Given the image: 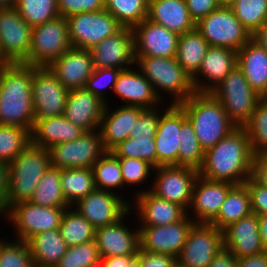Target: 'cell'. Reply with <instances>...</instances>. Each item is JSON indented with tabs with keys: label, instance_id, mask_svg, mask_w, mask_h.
I'll use <instances>...</instances> for the list:
<instances>
[{
	"label": "cell",
	"instance_id": "cell-1",
	"mask_svg": "<svg viewBox=\"0 0 267 267\" xmlns=\"http://www.w3.org/2000/svg\"><path fill=\"white\" fill-rule=\"evenodd\" d=\"M254 154L243 127H236L204 154L198 174L212 181L243 184L253 174Z\"/></svg>",
	"mask_w": 267,
	"mask_h": 267
},
{
	"label": "cell",
	"instance_id": "cell-2",
	"mask_svg": "<svg viewBox=\"0 0 267 267\" xmlns=\"http://www.w3.org/2000/svg\"><path fill=\"white\" fill-rule=\"evenodd\" d=\"M32 66L0 63V125L17 126L32 131Z\"/></svg>",
	"mask_w": 267,
	"mask_h": 267
},
{
	"label": "cell",
	"instance_id": "cell-3",
	"mask_svg": "<svg viewBox=\"0 0 267 267\" xmlns=\"http://www.w3.org/2000/svg\"><path fill=\"white\" fill-rule=\"evenodd\" d=\"M192 123L199 144L206 152L237 126L211 93L195 92L178 104Z\"/></svg>",
	"mask_w": 267,
	"mask_h": 267
},
{
	"label": "cell",
	"instance_id": "cell-4",
	"mask_svg": "<svg viewBox=\"0 0 267 267\" xmlns=\"http://www.w3.org/2000/svg\"><path fill=\"white\" fill-rule=\"evenodd\" d=\"M49 150L30 143L9 163V189L5 197L9 208L30 201L43 174L50 167Z\"/></svg>",
	"mask_w": 267,
	"mask_h": 267
},
{
	"label": "cell",
	"instance_id": "cell-5",
	"mask_svg": "<svg viewBox=\"0 0 267 267\" xmlns=\"http://www.w3.org/2000/svg\"><path fill=\"white\" fill-rule=\"evenodd\" d=\"M135 59V67L150 81L160 100L161 91L172 95L173 101L169 104H180L196 92L191 77L176 57L135 56Z\"/></svg>",
	"mask_w": 267,
	"mask_h": 267
},
{
	"label": "cell",
	"instance_id": "cell-6",
	"mask_svg": "<svg viewBox=\"0 0 267 267\" xmlns=\"http://www.w3.org/2000/svg\"><path fill=\"white\" fill-rule=\"evenodd\" d=\"M210 93L220 101L237 127H243L259 102V94L251 88L237 65Z\"/></svg>",
	"mask_w": 267,
	"mask_h": 267
},
{
	"label": "cell",
	"instance_id": "cell-7",
	"mask_svg": "<svg viewBox=\"0 0 267 267\" xmlns=\"http://www.w3.org/2000/svg\"><path fill=\"white\" fill-rule=\"evenodd\" d=\"M31 37L27 58L22 62L29 66L47 67L72 47L68 21L62 16L32 27Z\"/></svg>",
	"mask_w": 267,
	"mask_h": 267
},
{
	"label": "cell",
	"instance_id": "cell-8",
	"mask_svg": "<svg viewBox=\"0 0 267 267\" xmlns=\"http://www.w3.org/2000/svg\"><path fill=\"white\" fill-rule=\"evenodd\" d=\"M196 29L210 46L241 49L252 35L240 23L229 6H219L196 23Z\"/></svg>",
	"mask_w": 267,
	"mask_h": 267
},
{
	"label": "cell",
	"instance_id": "cell-9",
	"mask_svg": "<svg viewBox=\"0 0 267 267\" xmlns=\"http://www.w3.org/2000/svg\"><path fill=\"white\" fill-rule=\"evenodd\" d=\"M68 207L38 206L30 201L17 203L8 208L10 220L16 238L28 241L32 236L54 229H59L62 216Z\"/></svg>",
	"mask_w": 267,
	"mask_h": 267
},
{
	"label": "cell",
	"instance_id": "cell-10",
	"mask_svg": "<svg viewBox=\"0 0 267 267\" xmlns=\"http://www.w3.org/2000/svg\"><path fill=\"white\" fill-rule=\"evenodd\" d=\"M66 19L70 44L74 48L91 50L122 28L116 18L105 9L71 15Z\"/></svg>",
	"mask_w": 267,
	"mask_h": 267
},
{
	"label": "cell",
	"instance_id": "cell-11",
	"mask_svg": "<svg viewBox=\"0 0 267 267\" xmlns=\"http://www.w3.org/2000/svg\"><path fill=\"white\" fill-rule=\"evenodd\" d=\"M48 150L51 166L59 169L92 168L106 152L99 129L85 132L76 140L55 144Z\"/></svg>",
	"mask_w": 267,
	"mask_h": 267
},
{
	"label": "cell",
	"instance_id": "cell-12",
	"mask_svg": "<svg viewBox=\"0 0 267 267\" xmlns=\"http://www.w3.org/2000/svg\"><path fill=\"white\" fill-rule=\"evenodd\" d=\"M31 89L35 121L63 115L69 90L48 66H32Z\"/></svg>",
	"mask_w": 267,
	"mask_h": 267
},
{
	"label": "cell",
	"instance_id": "cell-13",
	"mask_svg": "<svg viewBox=\"0 0 267 267\" xmlns=\"http://www.w3.org/2000/svg\"><path fill=\"white\" fill-rule=\"evenodd\" d=\"M152 188L156 196L181 206L187 213L192 199V190L198 171L190 167L159 166L154 168Z\"/></svg>",
	"mask_w": 267,
	"mask_h": 267
},
{
	"label": "cell",
	"instance_id": "cell-14",
	"mask_svg": "<svg viewBox=\"0 0 267 267\" xmlns=\"http://www.w3.org/2000/svg\"><path fill=\"white\" fill-rule=\"evenodd\" d=\"M32 27L16 8L0 9V63H22L31 46Z\"/></svg>",
	"mask_w": 267,
	"mask_h": 267
},
{
	"label": "cell",
	"instance_id": "cell-15",
	"mask_svg": "<svg viewBox=\"0 0 267 267\" xmlns=\"http://www.w3.org/2000/svg\"><path fill=\"white\" fill-rule=\"evenodd\" d=\"M190 214L179 222L162 226H139L140 249L151 253L180 255L187 236L196 224Z\"/></svg>",
	"mask_w": 267,
	"mask_h": 267
},
{
	"label": "cell",
	"instance_id": "cell-16",
	"mask_svg": "<svg viewBox=\"0 0 267 267\" xmlns=\"http://www.w3.org/2000/svg\"><path fill=\"white\" fill-rule=\"evenodd\" d=\"M130 200H124L122 196L114 192L94 189L90 194L80 199L72 207H75L92 226L99 227L111 225L123 218L130 210H135L130 205Z\"/></svg>",
	"mask_w": 267,
	"mask_h": 267
},
{
	"label": "cell",
	"instance_id": "cell-17",
	"mask_svg": "<svg viewBox=\"0 0 267 267\" xmlns=\"http://www.w3.org/2000/svg\"><path fill=\"white\" fill-rule=\"evenodd\" d=\"M222 249L223 231L211 224H195L177 259L187 267H208Z\"/></svg>",
	"mask_w": 267,
	"mask_h": 267
},
{
	"label": "cell",
	"instance_id": "cell-18",
	"mask_svg": "<svg viewBox=\"0 0 267 267\" xmlns=\"http://www.w3.org/2000/svg\"><path fill=\"white\" fill-rule=\"evenodd\" d=\"M132 30L135 56L176 57L178 34L147 18L134 26Z\"/></svg>",
	"mask_w": 267,
	"mask_h": 267
},
{
	"label": "cell",
	"instance_id": "cell-19",
	"mask_svg": "<svg viewBox=\"0 0 267 267\" xmlns=\"http://www.w3.org/2000/svg\"><path fill=\"white\" fill-rule=\"evenodd\" d=\"M94 68L126 70L135 65L132 28L122 27L117 33L102 40L91 50Z\"/></svg>",
	"mask_w": 267,
	"mask_h": 267
},
{
	"label": "cell",
	"instance_id": "cell-20",
	"mask_svg": "<svg viewBox=\"0 0 267 267\" xmlns=\"http://www.w3.org/2000/svg\"><path fill=\"white\" fill-rule=\"evenodd\" d=\"M234 184L212 181L198 175L192 190L190 211L196 224H211L217 217L221 205ZM195 216V217H194Z\"/></svg>",
	"mask_w": 267,
	"mask_h": 267
},
{
	"label": "cell",
	"instance_id": "cell-21",
	"mask_svg": "<svg viewBox=\"0 0 267 267\" xmlns=\"http://www.w3.org/2000/svg\"><path fill=\"white\" fill-rule=\"evenodd\" d=\"M162 111L156 135L154 137L157 167L178 166V151L180 147L182 108L178 104L165 106Z\"/></svg>",
	"mask_w": 267,
	"mask_h": 267
},
{
	"label": "cell",
	"instance_id": "cell-22",
	"mask_svg": "<svg viewBox=\"0 0 267 267\" xmlns=\"http://www.w3.org/2000/svg\"><path fill=\"white\" fill-rule=\"evenodd\" d=\"M132 211L130 210L123 218L111 225L95 229L94 240L98 247L100 258L123 255H137L140 248L139 228L130 229L125 220ZM124 222V224H123ZM132 230V231H131Z\"/></svg>",
	"mask_w": 267,
	"mask_h": 267
},
{
	"label": "cell",
	"instance_id": "cell-23",
	"mask_svg": "<svg viewBox=\"0 0 267 267\" xmlns=\"http://www.w3.org/2000/svg\"><path fill=\"white\" fill-rule=\"evenodd\" d=\"M48 67L69 91L85 87L94 71L91 51L74 47L63 53Z\"/></svg>",
	"mask_w": 267,
	"mask_h": 267
},
{
	"label": "cell",
	"instance_id": "cell-24",
	"mask_svg": "<svg viewBox=\"0 0 267 267\" xmlns=\"http://www.w3.org/2000/svg\"><path fill=\"white\" fill-rule=\"evenodd\" d=\"M106 102L85 87L70 90L63 116L86 132L98 130Z\"/></svg>",
	"mask_w": 267,
	"mask_h": 267
},
{
	"label": "cell",
	"instance_id": "cell-25",
	"mask_svg": "<svg viewBox=\"0 0 267 267\" xmlns=\"http://www.w3.org/2000/svg\"><path fill=\"white\" fill-rule=\"evenodd\" d=\"M236 65L237 51L210 46L198 73L192 78L194 90L198 93H210Z\"/></svg>",
	"mask_w": 267,
	"mask_h": 267
},
{
	"label": "cell",
	"instance_id": "cell-26",
	"mask_svg": "<svg viewBox=\"0 0 267 267\" xmlns=\"http://www.w3.org/2000/svg\"><path fill=\"white\" fill-rule=\"evenodd\" d=\"M137 192L135 193L137 197L134 196L135 202H131L130 205L135 203L133 207L136 209L135 214L138 216L141 226L173 224L181 221L187 215L181 206L156 196L149 189Z\"/></svg>",
	"mask_w": 267,
	"mask_h": 267
},
{
	"label": "cell",
	"instance_id": "cell-27",
	"mask_svg": "<svg viewBox=\"0 0 267 267\" xmlns=\"http://www.w3.org/2000/svg\"><path fill=\"white\" fill-rule=\"evenodd\" d=\"M121 70L118 74L113 92L120 97L124 106H138L152 109L162 105L150 81L137 68Z\"/></svg>",
	"mask_w": 267,
	"mask_h": 267
},
{
	"label": "cell",
	"instance_id": "cell-28",
	"mask_svg": "<svg viewBox=\"0 0 267 267\" xmlns=\"http://www.w3.org/2000/svg\"><path fill=\"white\" fill-rule=\"evenodd\" d=\"M224 248L237 259L266 251L259 234L258 215L251 214L223 230Z\"/></svg>",
	"mask_w": 267,
	"mask_h": 267
},
{
	"label": "cell",
	"instance_id": "cell-29",
	"mask_svg": "<svg viewBox=\"0 0 267 267\" xmlns=\"http://www.w3.org/2000/svg\"><path fill=\"white\" fill-rule=\"evenodd\" d=\"M109 104L106 105L99 127L105 151H112L130 136L138 116L144 110L142 107L124 105L110 110L112 107Z\"/></svg>",
	"mask_w": 267,
	"mask_h": 267
},
{
	"label": "cell",
	"instance_id": "cell-30",
	"mask_svg": "<svg viewBox=\"0 0 267 267\" xmlns=\"http://www.w3.org/2000/svg\"><path fill=\"white\" fill-rule=\"evenodd\" d=\"M147 19L179 36L196 28L186 0H149Z\"/></svg>",
	"mask_w": 267,
	"mask_h": 267
},
{
	"label": "cell",
	"instance_id": "cell-31",
	"mask_svg": "<svg viewBox=\"0 0 267 267\" xmlns=\"http://www.w3.org/2000/svg\"><path fill=\"white\" fill-rule=\"evenodd\" d=\"M85 132L63 115L38 119L31 131V143L49 149L55 144L76 140Z\"/></svg>",
	"mask_w": 267,
	"mask_h": 267
},
{
	"label": "cell",
	"instance_id": "cell-32",
	"mask_svg": "<svg viewBox=\"0 0 267 267\" xmlns=\"http://www.w3.org/2000/svg\"><path fill=\"white\" fill-rule=\"evenodd\" d=\"M237 66L258 94L267 84V51L252 38L237 51Z\"/></svg>",
	"mask_w": 267,
	"mask_h": 267
},
{
	"label": "cell",
	"instance_id": "cell-33",
	"mask_svg": "<svg viewBox=\"0 0 267 267\" xmlns=\"http://www.w3.org/2000/svg\"><path fill=\"white\" fill-rule=\"evenodd\" d=\"M27 244L35 267H54L68 248L59 229L38 233L32 236Z\"/></svg>",
	"mask_w": 267,
	"mask_h": 267
},
{
	"label": "cell",
	"instance_id": "cell-34",
	"mask_svg": "<svg viewBox=\"0 0 267 267\" xmlns=\"http://www.w3.org/2000/svg\"><path fill=\"white\" fill-rule=\"evenodd\" d=\"M209 47L196 28L179 36L176 60L191 79L198 73Z\"/></svg>",
	"mask_w": 267,
	"mask_h": 267
},
{
	"label": "cell",
	"instance_id": "cell-35",
	"mask_svg": "<svg viewBox=\"0 0 267 267\" xmlns=\"http://www.w3.org/2000/svg\"><path fill=\"white\" fill-rule=\"evenodd\" d=\"M252 214L250 195L244 184L235 185L227 194L216 219L211 223L223 231L230 224Z\"/></svg>",
	"mask_w": 267,
	"mask_h": 267
},
{
	"label": "cell",
	"instance_id": "cell-36",
	"mask_svg": "<svg viewBox=\"0 0 267 267\" xmlns=\"http://www.w3.org/2000/svg\"><path fill=\"white\" fill-rule=\"evenodd\" d=\"M60 183L70 207L95 189L92 168L61 169Z\"/></svg>",
	"mask_w": 267,
	"mask_h": 267
},
{
	"label": "cell",
	"instance_id": "cell-37",
	"mask_svg": "<svg viewBox=\"0 0 267 267\" xmlns=\"http://www.w3.org/2000/svg\"><path fill=\"white\" fill-rule=\"evenodd\" d=\"M61 169L51 166L43 174L30 199L35 205L46 207H70L61 188Z\"/></svg>",
	"mask_w": 267,
	"mask_h": 267
},
{
	"label": "cell",
	"instance_id": "cell-38",
	"mask_svg": "<svg viewBox=\"0 0 267 267\" xmlns=\"http://www.w3.org/2000/svg\"><path fill=\"white\" fill-rule=\"evenodd\" d=\"M59 231L68 247L90 242L95 237V228L72 206L65 210Z\"/></svg>",
	"mask_w": 267,
	"mask_h": 267
},
{
	"label": "cell",
	"instance_id": "cell-39",
	"mask_svg": "<svg viewBox=\"0 0 267 267\" xmlns=\"http://www.w3.org/2000/svg\"><path fill=\"white\" fill-rule=\"evenodd\" d=\"M92 171L96 189L115 191L117 194L115 188H124L119 159L112 151H106L94 164Z\"/></svg>",
	"mask_w": 267,
	"mask_h": 267
},
{
	"label": "cell",
	"instance_id": "cell-40",
	"mask_svg": "<svg viewBox=\"0 0 267 267\" xmlns=\"http://www.w3.org/2000/svg\"><path fill=\"white\" fill-rule=\"evenodd\" d=\"M179 139L178 166L190 167L198 171L203 164L205 152L200 146L193 125L183 109L181 137Z\"/></svg>",
	"mask_w": 267,
	"mask_h": 267
},
{
	"label": "cell",
	"instance_id": "cell-41",
	"mask_svg": "<svg viewBox=\"0 0 267 267\" xmlns=\"http://www.w3.org/2000/svg\"><path fill=\"white\" fill-rule=\"evenodd\" d=\"M149 0H105V10L122 27L133 28L148 16Z\"/></svg>",
	"mask_w": 267,
	"mask_h": 267
},
{
	"label": "cell",
	"instance_id": "cell-42",
	"mask_svg": "<svg viewBox=\"0 0 267 267\" xmlns=\"http://www.w3.org/2000/svg\"><path fill=\"white\" fill-rule=\"evenodd\" d=\"M16 10L31 27L59 17L57 0H18Z\"/></svg>",
	"mask_w": 267,
	"mask_h": 267
},
{
	"label": "cell",
	"instance_id": "cell-43",
	"mask_svg": "<svg viewBox=\"0 0 267 267\" xmlns=\"http://www.w3.org/2000/svg\"><path fill=\"white\" fill-rule=\"evenodd\" d=\"M229 7L251 35L267 21V0H236Z\"/></svg>",
	"mask_w": 267,
	"mask_h": 267
},
{
	"label": "cell",
	"instance_id": "cell-44",
	"mask_svg": "<svg viewBox=\"0 0 267 267\" xmlns=\"http://www.w3.org/2000/svg\"><path fill=\"white\" fill-rule=\"evenodd\" d=\"M31 143V131L17 126L0 125V160L12 162Z\"/></svg>",
	"mask_w": 267,
	"mask_h": 267
},
{
	"label": "cell",
	"instance_id": "cell-45",
	"mask_svg": "<svg viewBox=\"0 0 267 267\" xmlns=\"http://www.w3.org/2000/svg\"><path fill=\"white\" fill-rule=\"evenodd\" d=\"M243 128L250 139L253 154L267 153V104L259 101Z\"/></svg>",
	"mask_w": 267,
	"mask_h": 267
},
{
	"label": "cell",
	"instance_id": "cell-46",
	"mask_svg": "<svg viewBox=\"0 0 267 267\" xmlns=\"http://www.w3.org/2000/svg\"><path fill=\"white\" fill-rule=\"evenodd\" d=\"M112 152L117 157L137 158L150 163L154 168L157 167V154L154 138H132L128 137Z\"/></svg>",
	"mask_w": 267,
	"mask_h": 267
},
{
	"label": "cell",
	"instance_id": "cell-47",
	"mask_svg": "<svg viewBox=\"0 0 267 267\" xmlns=\"http://www.w3.org/2000/svg\"><path fill=\"white\" fill-rule=\"evenodd\" d=\"M0 267H35L27 242L0 239Z\"/></svg>",
	"mask_w": 267,
	"mask_h": 267
},
{
	"label": "cell",
	"instance_id": "cell-48",
	"mask_svg": "<svg viewBox=\"0 0 267 267\" xmlns=\"http://www.w3.org/2000/svg\"><path fill=\"white\" fill-rule=\"evenodd\" d=\"M95 240L67 248L54 267H89L100 260Z\"/></svg>",
	"mask_w": 267,
	"mask_h": 267
},
{
	"label": "cell",
	"instance_id": "cell-49",
	"mask_svg": "<svg viewBox=\"0 0 267 267\" xmlns=\"http://www.w3.org/2000/svg\"><path fill=\"white\" fill-rule=\"evenodd\" d=\"M121 166L124 186L143 184L154 171V167L147 161L137 158L118 157Z\"/></svg>",
	"mask_w": 267,
	"mask_h": 267
},
{
	"label": "cell",
	"instance_id": "cell-50",
	"mask_svg": "<svg viewBox=\"0 0 267 267\" xmlns=\"http://www.w3.org/2000/svg\"><path fill=\"white\" fill-rule=\"evenodd\" d=\"M120 69L116 68H94L93 73L87 80L85 88L92 92L94 95L99 96L102 100L108 104L107 99L105 98V91L111 86L112 90L114 84L116 83Z\"/></svg>",
	"mask_w": 267,
	"mask_h": 267
},
{
	"label": "cell",
	"instance_id": "cell-51",
	"mask_svg": "<svg viewBox=\"0 0 267 267\" xmlns=\"http://www.w3.org/2000/svg\"><path fill=\"white\" fill-rule=\"evenodd\" d=\"M160 107L144 109L138 116L129 137L132 138H154L160 118Z\"/></svg>",
	"mask_w": 267,
	"mask_h": 267
},
{
	"label": "cell",
	"instance_id": "cell-52",
	"mask_svg": "<svg viewBox=\"0 0 267 267\" xmlns=\"http://www.w3.org/2000/svg\"><path fill=\"white\" fill-rule=\"evenodd\" d=\"M57 2L58 13L64 18L79 13L105 9V0H57Z\"/></svg>",
	"mask_w": 267,
	"mask_h": 267
},
{
	"label": "cell",
	"instance_id": "cell-53",
	"mask_svg": "<svg viewBox=\"0 0 267 267\" xmlns=\"http://www.w3.org/2000/svg\"><path fill=\"white\" fill-rule=\"evenodd\" d=\"M249 192L253 214H267V186L250 176L243 183Z\"/></svg>",
	"mask_w": 267,
	"mask_h": 267
},
{
	"label": "cell",
	"instance_id": "cell-54",
	"mask_svg": "<svg viewBox=\"0 0 267 267\" xmlns=\"http://www.w3.org/2000/svg\"><path fill=\"white\" fill-rule=\"evenodd\" d=\"M137 255L139 256L141 267H171L177 259L169 254L151 253L140 248Z\"/></svg>",
	"mask_w": 267,
	"mask_h": 267
},
{
	"label": "cell",
	"instance_id": "cell-55",
	"mask_svg": "<svg viewBox=\"0 0 267 267\" xmlns=\"http://www.w3.org/2000/svg\"><path fill=\"white\" fill-rule=\"evenodd\" d=\"M186 4L195 23L220 6L218 0H186Z\"/></svg>",
	"mask_w": 267,
	"mask_h": 267
},
{
	"label": "cell",
	"instance_id": "cell-56",
	"mask_svg": "<svg viewBox=\"0 0 267 267\" xmlns=\"http://www.w3.org/2000/svg\"><path fill=\"white\" fill-rule=\"evenodd\" d=\"M252 176L258 182L267 186V153L254 155Z\"/></svg>",
	"mask_w": 267,
	"mask_h": 267
},
{
	"label": "cell",
	"instance_id": "cell-57",
	"mask_svg": "<svg viewBox=\"0 0 267 267\" xmlns=\"http://www.w3.org/2000/svg\"><path fill=\"white\" fill-rule=\"evenodd\" d=\"M208 267H237V258L227 249H222Z\"/></svg>",
	"mask_w": 267,
	"mask_h": 267
},
{
	"label": "cell",
	"instance_id": "cell-58",
	"mask_svg": "<svg viewBox=\"0 0 267 267\" xmlns=\"http://www.w3.org/2000/svg\"><path fill=\"white\" fill-rule=\"evenodd\" d=\"M237 267H267V251L237 259Z\"/></svg>",
	"mask_w": 267,
	"mask_h": 267
},
{
	"label": "cell",
	"instance_id": "cell-59",
	"mask_svg": "<svg viewBox=\"0 0 267 267\" xmlns=\"http://www.w3.org/2000/svg\"><path fill=\"white\" fill-rule=\"evenodd\" d=\"M9 189V163L0 160V193L6 197Z\"/></svg>",
	"mask_w": 267,
	"mask_h": 267
},
{
	"label": "cell",
	"instance_id": "cell-60",
	"mask_svg": "<svg viewBox=\"0 0 267 267\" xmlns=\"http://www.w3.org/2000/svg\"><path fill=\"white\" fill-rule=\"evenodd\" d=\"M252 39L267 51V21L252 35Z\"/></svg>",
	"mask_w": 267,
	"mask_h": 267
},
{
	"label": "cell",
	"instance_id": "cell-61",
	"mask_svg": "<svg viewBox=\"0 0 267 267\" xmlns=\"http://www.w3.org/2000/svg\"><path fill=\"white\" fill-rule=\"evenodd\" d=\"M258 227L261 241L267 251V214L258 215Z\"/></svg>",
	"mask_w": 267,
	"mask_h": 267
},
{
	"label": "cell",
	"instance_id": "cell-62",
	"mask_svg": "<svg viewBox=\"0 0 267 267\" xmlns=\"http://www.w3.org/2000/svg\"><path fill=\"white\" fill-rule=\"evenodd\" d=\"M100 260L103 262V267H124V255L101 258Z\"/></svg>",
	"mask_w": 267,
	"mask_h": 267
},
{
	"label": "cell",
	"instance_id": "cell-63",
	"mask_svg": "<svg viewBox=\"0 0 267 267\" xmlns=\"http://www.w3.org/2000/svg\"><path fill=\"white\" fill-rule=\"evenodd\" d=\"M124 267H141L138 255H124Z\"/></svg>",
	"mask_w": 267,
	"mask_h": 267
},
{
	"label": "cell",
	"instance_id": "cell-64",
	"mask_svg": "<svg viewBox=\"0 0 267 267\" xmlns=\"http://www.w3.org/2000/svg\"><path fill=\"white\" fill-rule=\"evenodd\" d=\"M8 215V207L6 205L5 197L0 193V216L4 218Z\"/></svg>",
	"mask_w": 267,
	"mask_h": 267
},
{
	"label": "cell",
	"instance_id": "cell-65",
	"mask_svg": "<svg viewBox=\"0 0 267 267\" xmlns=\"http://www.w3.org/2000/svg\"><path fill=\"white\" fill-rule=\"evenodd\" d=\"M18 0H0V9L16 7Z\"/></svg>",
	"mask_w": 267,
	"mask_h": 267
},
{
	"label": "cell",
	"instance_id": "cell-66",
	"mask_svg": "<svg viewBox=\"0 0 267 267\" xmlns=\"http://www.w3.org/2000/svg\"><path fill=\"white\" fill-rule=\"evenodd\" d=\"M259 101L261 103L267 104V84L265 88L261 91V93H259Z\"/></svg>",
	"mask_w": 267,
	"mask_h": 267
},
{
	"label": "cell",
	"instance_id": "cell-67",
	"mask_svg": "<svg viewBox=\"0 0 267 267\" xmlns=\"http://www.w3.org/2000/svg\"><path fill=\"white\" fill-rule=\"evenodd\" d=\"M236 0H218L220 6H230L232 5Z\"/></svg>",
	"mask_w": 267,
	"mask_h": 267
},
{
	"label": "cell",
	"instance_id": "cell-68",
	"mask_svg": "<svg viewBox=\"0 0 267 267\" xmlns=\"http://www.w3.org/2000/svg\"><path fill=\"white\" fill-rule=\"evenodd\" d=\"M171 267H187V266L181 263L178 259H176Z\"/></svg>",
	"mask_w": 267,
	"mask_h": 267
},
{
	"label": "cell",
	"instance_id": "cell-69",
	"mask_svg": "<svg viewBox=\"0 0 267 267\" xmlns=\"http://www.w3.org/2000/svg\"><path fill=\"white\" fill-rule=\"evenodd\" d=\"M89 267H103V262L101 260H99L98 262L94 263L93 265H91Z\"/></svg>",
	"mask_w": 267,
	"mask_h": 267
}]
</instances>
